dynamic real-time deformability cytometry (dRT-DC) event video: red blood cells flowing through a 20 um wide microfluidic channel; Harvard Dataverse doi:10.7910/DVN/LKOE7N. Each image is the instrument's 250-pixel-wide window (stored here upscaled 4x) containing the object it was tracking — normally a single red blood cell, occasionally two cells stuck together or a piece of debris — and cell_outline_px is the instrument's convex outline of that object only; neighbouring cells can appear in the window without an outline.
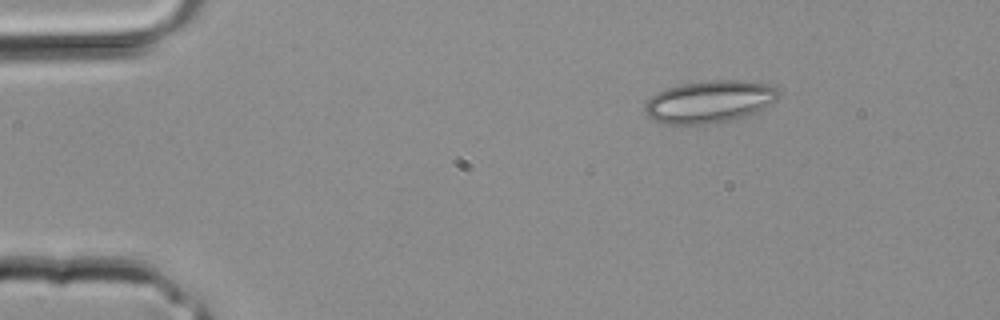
{"species": "common noctule bat (a hibernating species)", "species_latin": "Nyctalus noctula", "temperature_condition": "room temperature", "stored_images_in_passage": 2, "camera_frame_rate_fps": 3000, "um_per_image_px": 0.085, "animal": {"sex": "male", "body_mass_g": 20.4}, "frame": {"image": 1, "passage_image": 1, "time_ms": 0.0, "image_size_px": [1000, 320], "cell_outline_px": [[780, 96], [772, 104], [756, 112], [732, 120], [704, 124], [664, 124], [648, 116], [644, 108], [644, 104], [652, 96], [668, 88], [680, 84], [708, 80], [744, 80], [768, 84], [776, 88], [780, 92]], "centroid_in_image_um": [60.35, 8.63], "position_along_channel_um": 24.7, "area_um2": 32.95}}